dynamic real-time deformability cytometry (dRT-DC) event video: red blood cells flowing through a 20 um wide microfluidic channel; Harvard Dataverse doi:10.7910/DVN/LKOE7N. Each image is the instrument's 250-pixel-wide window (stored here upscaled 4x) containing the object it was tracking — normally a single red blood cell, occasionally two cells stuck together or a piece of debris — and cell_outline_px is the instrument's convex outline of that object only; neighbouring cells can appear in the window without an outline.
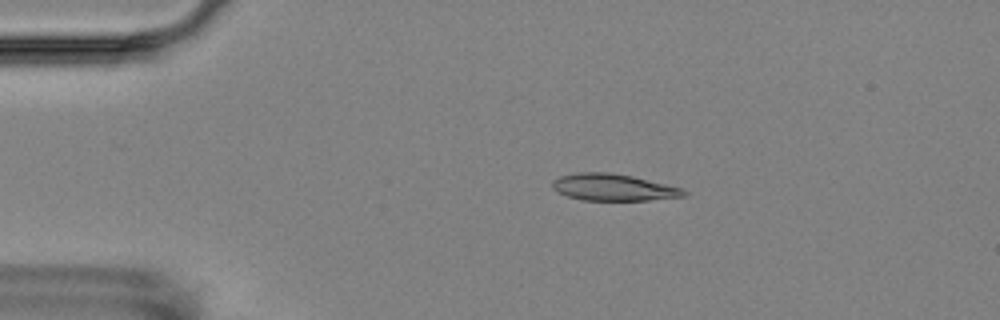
{"species": "Egyptian fruit bat (a non-hibernating species)", "species_latin": "Rousettus aegyptiacus", "temperature_condition": "room temperature", "stored_images_in_passage": 5, "camera_frame_rate_fps": 3000, "um_per_image_px": 0.085, "animal": {"sex": "female"}, "frame": {"image": 1, "passage_image": 3, "time_ms": 2.333, "image_size_px": [1000, 320], "cell_outline_px": [[688, 192], [684, 196], [648, 200], [580, 200], [556, 192], [552, 188], [552, 180], [560, 176], [576, 172], [608, 172], [632, 176], [680, 188]], "centroid_in_image_um": [52.05, 15.92], "position_along_channel_um": 32.9, "area_um2": 20.4}}